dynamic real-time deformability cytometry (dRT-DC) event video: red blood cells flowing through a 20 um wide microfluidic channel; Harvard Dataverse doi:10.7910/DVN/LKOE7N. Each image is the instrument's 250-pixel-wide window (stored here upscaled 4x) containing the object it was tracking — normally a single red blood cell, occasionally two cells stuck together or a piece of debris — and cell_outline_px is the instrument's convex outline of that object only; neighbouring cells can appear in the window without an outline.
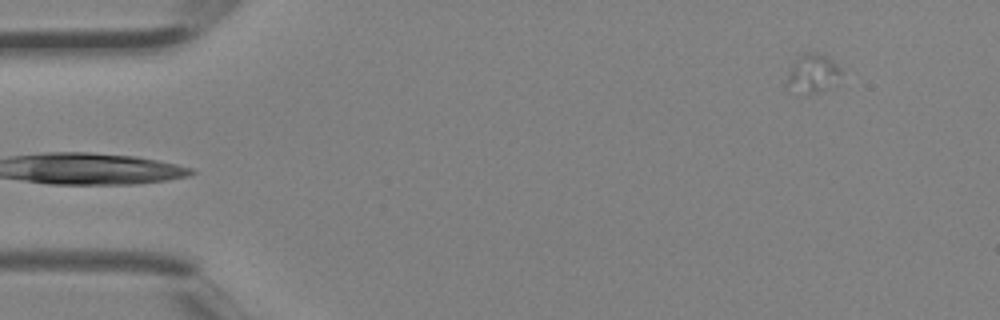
{"species": "Egyptian fruit bat (a non-hibernating species)", "species_latin": "Rousettus aegyptiacus", "temperature_condition": "room temperature", "stored_images_in_passage": 3, "segment_of_instrument_passage": [2, 2], "camera_frame_rate_fps": 3000, "um_per_image_px": 0.085, "animal": {"sex": "female"}, "frame": {"image": 1, "passage_image": 3, "time_ms": 0.667, "image_size_px": [1000, 320], "cell_outline_px": [[844, 68], [836, 84], [816, 92], [808, 92], [788, 80], [788, 72], [792, 64], [804, 52], [820, 52], [828, 56]], "centroid_in_image_um": [69.25, 6.11], "position_along_channel_um": 15.8, "area_um2": 11.56}}